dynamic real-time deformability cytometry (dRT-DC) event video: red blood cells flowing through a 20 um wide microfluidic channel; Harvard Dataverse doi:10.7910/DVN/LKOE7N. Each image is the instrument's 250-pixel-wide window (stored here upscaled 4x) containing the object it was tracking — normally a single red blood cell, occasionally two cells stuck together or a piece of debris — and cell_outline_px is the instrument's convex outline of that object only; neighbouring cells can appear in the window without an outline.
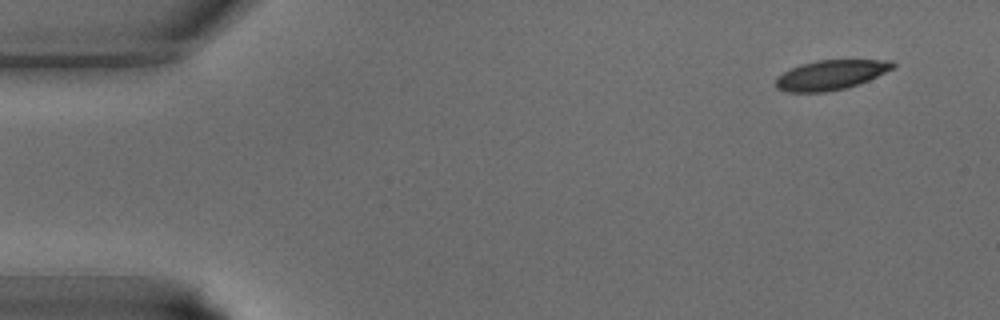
{"species": "common noctule bat (a hibernating species)", "species_latin": "Nyctalus noctula", "temperature_condition": "warm", "stored_images_in_passage": 15, "camera_frame_rate_fps": 3000, "um_per_image_px": 0.085, "animal": {"sex": "male", "body_mass_g": 15.6}, "frame": {"image": 1, "passage_image": 1, "time_ms": 0.0, "image_size_px": [1000, 320], "cell_outline_px": [[896, 64], [892, 68], [868, 80], [844, 88], [824, 92], [788, 92], [776, 88], [776, 76], [800, 64], [816, 60], [892, 60]], "centroid_in_image_um": [70.57, 6.36], "position_along_channel_um": 14.4, "area_um2": 20.0}}
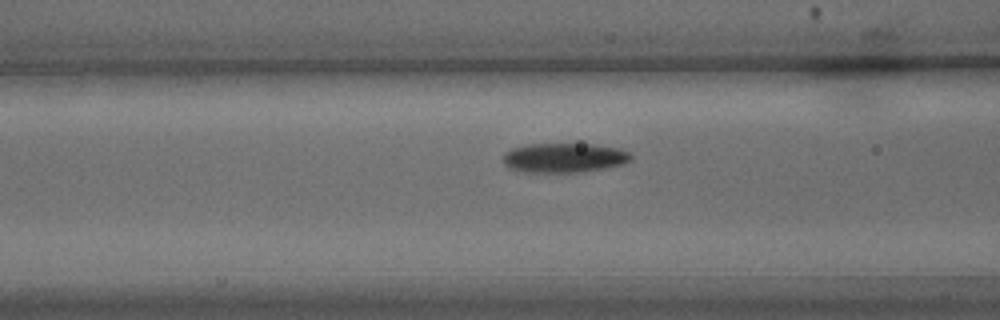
{"frame": {"image": 2, "passage_image": 13, "time_ms": 4.0, "image_size_px": [1000, 320], "cell_outline_px": [[632, 160], [624, 164], [604, 168], [580, 172], [524, 172], [508, 168], [504, 164], [504, 152], [512, 148], [528, 144], [592, 144], [616, 148], [628, 152], [632, 156]], "centroid_in_image_um": [47.93, 13.41], "position_along_channel_um": 118.7, "area_um2": 21.96}}
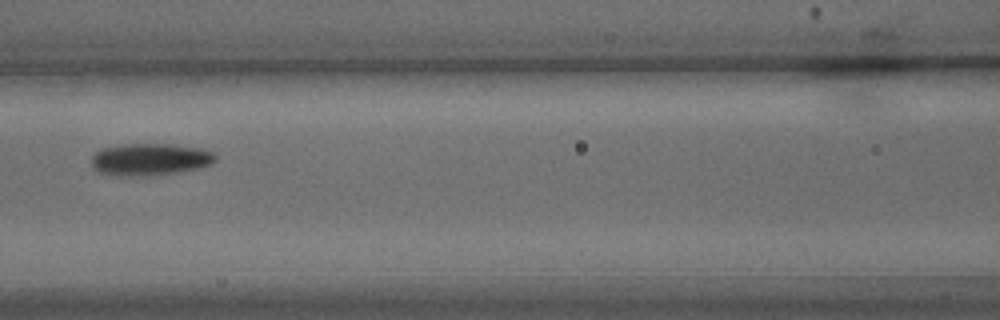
{"frame": {"image": 3, "passage_image": 15, "time_ms": 4.667, "image_size_px": [1000, 320], "cell_outline_px": [[216, 160], [212, 164], [180, 172], [152, 176], [120, 176], [96, 172], [92, 164], [92, 156], [100, 148], [124, 144], [172, 144], [200, 148], [212, 152], [216, 156]], "centroid_in_image_um": [12.73, 13.55], "position_along_channel_um": 153.9, "area_um2": 23.41}}